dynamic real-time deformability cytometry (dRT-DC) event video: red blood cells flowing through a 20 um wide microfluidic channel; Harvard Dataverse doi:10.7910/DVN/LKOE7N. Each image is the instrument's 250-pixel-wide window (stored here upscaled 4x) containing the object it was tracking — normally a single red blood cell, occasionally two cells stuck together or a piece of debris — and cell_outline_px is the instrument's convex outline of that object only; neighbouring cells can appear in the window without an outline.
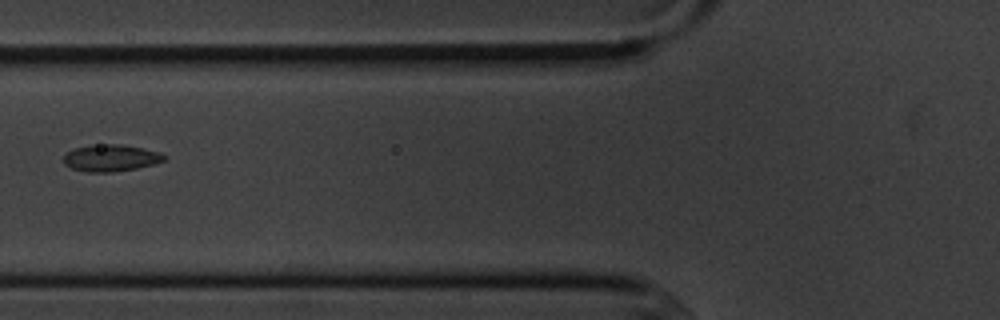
{"species": "common noctule bat (a hibernating species)", "species_latin": "Nyctalus noctula", "temperature_condition": "cold", "stored_images_in_passage": 6, "camera_frame_rate_fps": 3000, "um_per_image_px": 0.085, "animal": {"sex": "male", "body_mass_g": 20.1, "forearm_length_mm": 53.5}, "frame": {"image": 1, "passage_image": 6, "time_ms": 6.667, "image_size_px": [1000, 320], "cell_outline_px": [[168, 156], [164, 160], [152, 164], [136, 168], [112, 172], [88, 172], [72, 168], [64, 164], [64, 156], [72, 148], [108, 144], [120, 144], [144, 148], [160, 152]], "centroid_in_image_um": [9.44, 13.42], "position_along_channel_um": 116.4, "area_um2": 15.55}}